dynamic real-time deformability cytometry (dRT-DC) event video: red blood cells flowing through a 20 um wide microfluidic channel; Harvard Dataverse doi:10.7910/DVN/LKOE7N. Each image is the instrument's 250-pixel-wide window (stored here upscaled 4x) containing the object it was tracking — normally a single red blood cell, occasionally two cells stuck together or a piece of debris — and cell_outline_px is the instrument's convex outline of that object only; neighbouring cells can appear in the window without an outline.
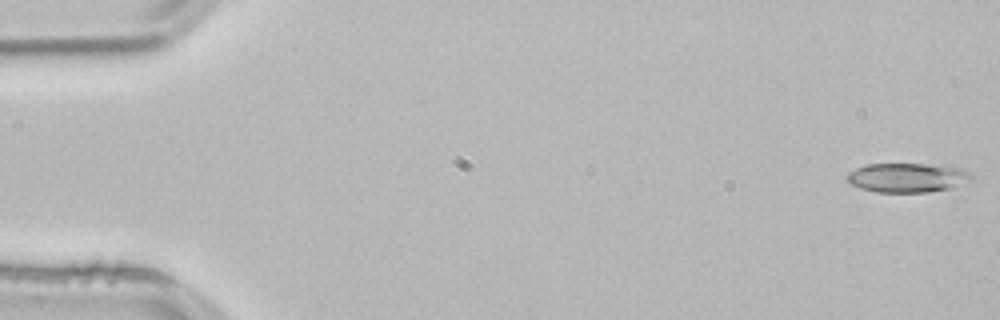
{"species": "common noctule bat (a hibernating species)", "species_latin": "Nyctalus noctula", "temperature_condition": "room temperature", "stored_images_in_passage": 53, "camera_frame_rate_fps": 3000, "um_per_image_px": 0.085, "animal": {"sex": "male", "body_mass_g": 21.5, "forearm_length_mm": 52.0}, "frame": {"image": 1, "passage_image": 1, "time_ms": 0.0, "image_size_px": [1000, 320], "cell_outline_px": [[972, 180], [952, 188], [928, 192], [876, 192], [860, 188], [852, 184], [844, 176], [848, 172], [856, 168], [868, 164], [924, 164], [960, 168], [968, 172], [972, 176]], "centroid_in_image_um": [77.1, 15.11], "position_along_channel_um": 7.9, "area_um2": 21.15}}
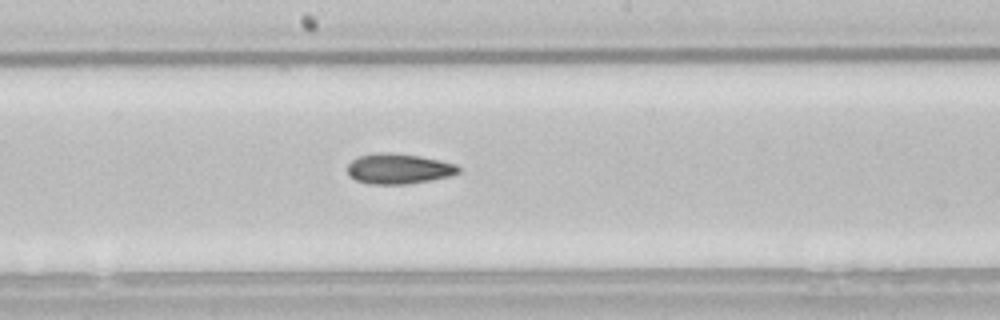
{"frame": {"image": 2, "passage_image": 28, "time_ms": 9.0, "image_size_px": [1000, 320], "cell_outline_px": [[460, 172], [452, 176], [432, 180], [408, 184], [368, 184], [356, 180], [348, 176], [348, 164], [356, 156], [380, 152], [392, 152], [420, 156], [440, 160], [456, 164], [460, 168]], "centroid_in_image_um": [33.89, 14.34], "position_along_channel_um": 214.3, "area_um2": 19.94}}
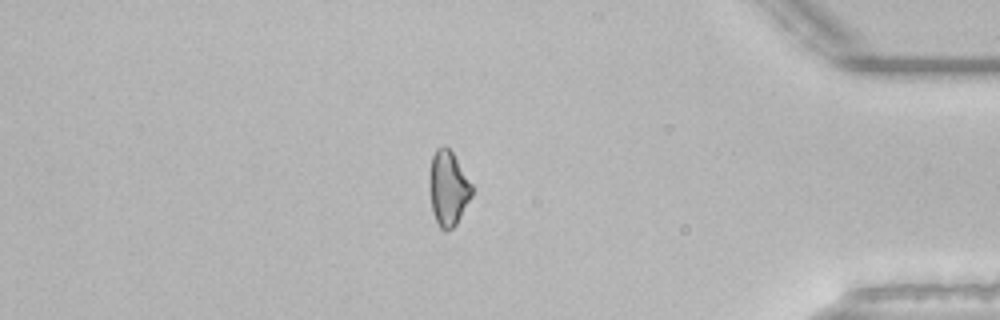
{"frame": {"image": 3, "passage_image": 45, "time_ms": 14.667, "image_size_px": [1000, 320], "cell_outline_px": [[472, 196], [456, 224], [452, 228], [444, 232], [440, 228], [432, 212], [428, 188], [428, 176], [432, 156], [436, 148], [444, 144], [452, 152], [472, 184]], "centroid_in_image_um": [38.06, 16.0], "position_along_channel_um": 397.1, "area_um2": 18.79}, "authors_computed_cell_mechanics": {"area_um2": 19.8254, "velocity_mm_per_s": 3.8385, "shape_relaxation_time_tau1_ms": null, "shape_relaxation_time_tau2_ms": 5.4218, "deformation_change_tau1": null, "deformation_change_tau2": 0.1319}}